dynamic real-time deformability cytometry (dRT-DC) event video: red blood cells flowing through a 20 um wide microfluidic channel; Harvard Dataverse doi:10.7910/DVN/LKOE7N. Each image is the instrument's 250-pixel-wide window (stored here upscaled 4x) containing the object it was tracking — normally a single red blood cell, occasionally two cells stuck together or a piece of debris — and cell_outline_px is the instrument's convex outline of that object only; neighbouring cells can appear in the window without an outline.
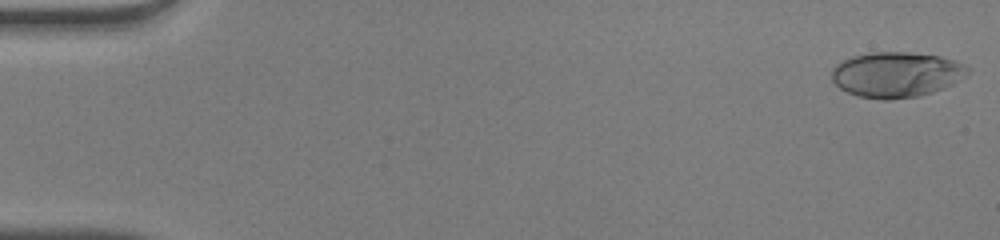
{"species": "human", "species_latin": "Homo sapiens", "temperature_condition": "warm", "stored_images_in_passage": 51, "camera_frame_rate_fps": 3000, "um_per_image_px": 0.085, "donor": {"sex": "male"}, "frame": {"image": 1, "passage_image": 1, "time_ms": 0.0, "image_size_px": [1000, 240], "cell_outline_px": [[972, 68], [964, 76], [952, 84], [932, 92], [920, 96], [888, 100], [884, 100], [860, 96], [848, 92], [840, 88], [832, 80], [832, 68], [840, 60], [852, 56], [868, 52], [908, 52], [940, 56], [956, 60]], "centroid_in_image_um": [76.18, 6.32], "position_along_channel_um": 8.8, "area_um2": 36.13}}
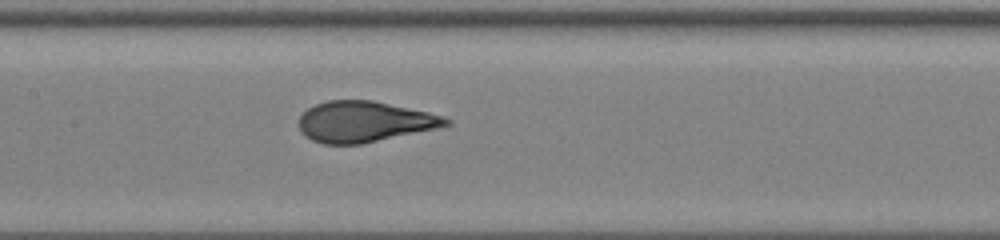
{"frame": {"image": 2, "passage_image": 25, "time_ms": 8.0, "image_size_px": [1000, 240], "cell_outline_px": [[452, 124], [436, 128], [360, 144], [324, 144], [312, 140], [304, 136], [300, 128], [300, 116], [308, 108], [316, 104], [328, 100], [372, 100], [428, 112], [444, 116], [452, 120]], "centroid_in_image_um": [30.97, 10.34], "position_along_channel_um": 176.4, "area_um2": 34.68}}
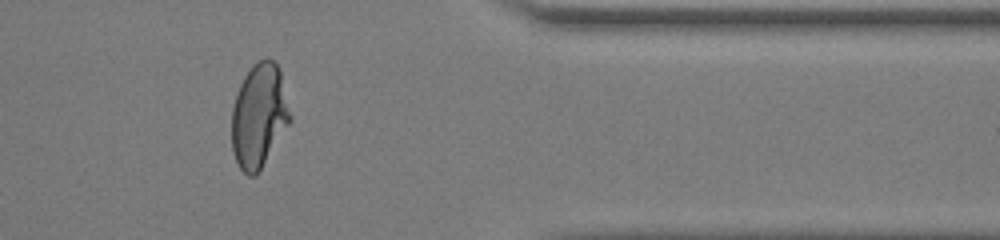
{"frame": {"image": 3, "passage_image": 42, "time_ms": 13.667, "image_size_px": [1000, 240], "cell_outline_px": [[292, 120], [256, 176], [248, 176], [240, 168], [232, 152], [232, 108], [240, 84], [244, 76], [252, 64], [256, 60], [268, 56], [280, 68], [292, 116]], "centroid_in_image_um": [22.03, 9.81], "position_along_channel_um": 389.4, "area_um2": 35.78}, "authors_computed_cell_mechanics": {"area_um2": 35.258, "velocity_mm_per_s": 4.076, "shape_relaxation_time_tau1_ms": 5.9286, "shape_relaxation_time_tau2_ms": null, "deformation_change_tau1": 0.3064, "deformation_change_tau2": null}}